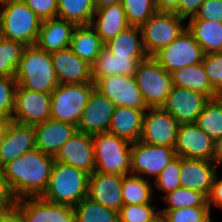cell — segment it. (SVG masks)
Listing matches in <instances>:
<instances>
[{
	"instance_id": "cell-37",
	"label": "cell",
	"mask_w": 222,
	"mask_h": 222,
	"mask_svg": "<svg viewBox=\"0 0 222 222\" xmlns=\"http://www.w3.org/2000/svg\"><path fill=\"white\" fill-rule=\"evenodd\" d=\"M25 45L0 36V76L15 77Z\"/></svg>"
},
{
	"instance_id": "cell-35",
	"label": "cell",
	"mask_w": 222,
	"mask_h": 222,
	"mask_svg": "<svg viewBox=\"0 0 222 222\" xmlns=\"http://www.w3.org/2000/svg\"><path fill=\"white\" fill-rule=\"evenodd\" d=\"M75 222H119L118 212L106 208L88 197L74 207Z\"/></svg>"
},
{
	"instance_id": "cell-28",
	"label": "cell",
	"mask_w": 222,
	"mask_h": 222,
	"mask_svg": "<svg viewBox=\"0 0 222 222\" xmlns=\"http://www.w3.org/2000/svg\"><path fill=\"white\" fill-rule=\"evenodd\" d=\"M171 75L173 86L200 92L205 94L209 99H214L220 96L211 86L202 63L176 69Z\"/></svg>"
},
{
	"instance_id": "cell-49",
	"label": "cell",
	"mask_w": 222,
	"mask_h": 222,
	"mask_svg": "<svg viewBox=\"0 0 222 222\" xmlns=\"http://www.w3.org/2000/svg\"><path fill=\"white\" fill-rule=\"evenodd\" d=\"M157 12H174L178 7L179 0H153Z\"/></svg>"
},
{
	"instance_id": "cell-34",
	"label": "cell",
	"mask_w": 222,
	"mask_h": 222,
	"mask_svg": "<svg viewBox=\"0 0 222 222\" xmlns=\"http://www.w3.org/2000/svg\"><path fill=\"white\" fill-rule=\"evenodd\" d=\"M195 124L213 140L222 136V96L210 99Z\"/></svg>"
},
{
	"instance_id": "cell-30",
	"label": "cell",
	"mask_w": 222,
	"mask_h": 222,
	"mask_svg": "<svg viewBox=\"0 0 222 222\" xmlns=\"http://www.w3.org/2000/svg\"><path fill=\"white\" fill-rule=\"evenodd\" d=\"M187 24L204 54L222 52V22L189 20Z\"/></svg>"
},
{
	"instance_id": "cell-17",
	"label": "cell",
	"mask_w": 222,
	"mask_h": 222,
	"mask_svg": "<svg viewBox=\"0 0 222 222\" xmlns=\"http://www.w3.org/2000/svg\"><path fill=\"white\" fill-rule=\"evenodd\" d=\"M115 107L116 105L108 97L94 88L77 125V130L90 135L108 132Z\"/></svg>"
},
{
	"instance_id": "cell-13",
	"label": "cell",
	"mask_w": 222,
	"mask_h": 222,
	"mask_svg": "<svg viewBox=\"0 0 222 222\" xmlns=\"http://www.w3.org/2000/svg\"><path fill=\"white\" fill-rule=\"evenodd\" d=\"M179 123L162 107L148 108L143 117L140 141L175 148Z\"/></svg>"
},
{
	"instance_id": "cell-6",
	"label": "cell",
	"mask_w": 222,
	"mask_h": 222,
	"mask_svg": "<svg viewBox=\"0 0 222 222\" xmlns=\"http://www.w3.org/2000/svg\"><path fill=\"white\" fill-rule=\"evenodd\" d=\"M94 83L59 84L51 93L50 118L78 125Z\"/></svg>"
},
{
	"instance_id": "cell-41",
	"label": "cell",
	"mask_w": 222,
	"mask_h": 222,
	"mask_svg": "<svg viewBox=\"0 0 222 222\" xmlns=\"http://www.w3.org/2000/svg\"><path fill=\"white\" fill-rule=\"evenodd\" d=\"M159 212L152 203L123 205L118 218L119 222H149Z\"/></svg>"
},
{
	"instance_id": "cell-39",
	"label": "cell",
	"mask_w": 222,
	"mask_h": 222,
	"mask_svg": "<svg viewBox=\"0 0 222 222\" xmlns=\"http://www.w3.org/2000/svg\"><path fill=\"white\" fill-rule=\"evenodd\" d=\"M181 157L176 156L155 178L153 188L165 194L162 198L181 186L180 183Z\"/></svg>"
},
{
	"instance_id": "cell-29",
	"label": "cell",
	"mask_w": 222,
	"mask_h": 222,
	"mask_svg": "<svg viewBox=\"0 0 222 222\" xmlns=\"http://www.w3.org/2000/svg\"><path fill=\"white\" fill-rule=\"evenodd\" d=\"M103 47L104 43L91 25H80L74 29L70 49L82 60L92 65Z\"/></svg>"
},
{
	"instance_id": "cell-40",
	"label": "cell",
	"mask_w": 222,
	"mask_h": 222,
	"mask_svg": "<svg viewBox=\"0 0 222 222\" xmlns=\"http://www.w3.org/2000/svg\"><path fill=\"white\" fill-rule=\"evenodd\" d=\"M168 222H212L209 206L185 207L171 211H160Z\"/></svg>"
},
{
	"instance_id": "cell-10",
	"label": "cell",
	"mask_w": 222,
	"mask_h": 222,
	"mask_svg": "<svg viewBox=\"0 0 222 222\" xmlns=\"http://www.w3.org/2000/svg\"><path fill=\"white\" fill-rule=\"evenodd\" d=\"M176 156L174 148L160 145H149L137 141L131 144L130 174L140 176L147 180L154 177L155 180L160 172Z\"/></svg>"
},
{
	"instance_id": "cell-52",
	"label": "cell",
	"mask_w": 222,
	"mask_h": 222,
	"mask_svg": "<svg viewBox=\"0 0 222 222\" xmlns=\"http://www.w3.org/2000/svg\"><path fill=\"white\" fill-rule=\"evenodd\" d=\"M92 1H93L95 9H98V8H103L108 5L122 3L123 0H92Z\"/></svg>"
},
{
	"instance_id": "cell-33",
	"label": "cell",
	"mask_w": 222,
	"mask_h": 222,
	"mask_svg": "<svg viewBox=\"0 0 222 222\" xmlns=\"http://www.w3.org/2000/svg\"><path fill=\"white\" fill-rule=\"evenodd\" d=\"M57 17L75 23L90 25L95 13L92 0H57Z\"/></svg>"
},
{
	"instance_id": "cell-25",
	"label": "cell",
	"mask_w": 222,
	"mask_h": 222,
	"mask_svg": "<svg viewBox=\"0 0 222 222\" xmlns=\"http://www.w3.org/2000/svg\"><path fill=\"white\" fill-rule=\"evenodd\" d=\"M147 58L116 56L104 46L91 65L93 83L111 75L135 76L139 64Z\"/></svg>"
},
{
	"instance_id": "cell-8",
	"label": "cell",
	"mask_w": 222,
	"mask_h": 222,
	"mask_svg": "<svg viewBox=\"0 0 222 222\" xmlns=\"http://www.w3.org/2000/svg\"><path fill=\"white\" fill-rule=\"evenodd\" d=\"M186 19L174 12H156L140 28L146 54L153 57L187 28Z\"/></svg>"
},
{
	"instance_id": "cell-42",
	"label": "cell",
	"mask_w": 222,
	"mask_h": 222,
	"mask_svg": "<svg viewBox=\"0 0 222 222\" xmlns=\"http://www.w3.org/2000/svg\"><path fill=\"white\" fill-rule=\"evenodd\" d=\"M16 87L15 77L0 76V118L11 120Z\"/></svg>"
},
{
	"instance_id": "cell-12",
	"label": "cell",
	"mask_w": 222,
	"mask_h": 222,
	"mask_svg": "<svg viewBox=\"0 0 222 222\" xmlns=\"http://www.w3.org/2000/svg\"><path fill=\"white\" fill-rule=\"evenodd\" d=\"M13 210L22 222H75L72 206L51 203L41 197L17 199Z\"/></svg>"
},
{
	"instance_id": "cell-51",
	"label": "cell",
	"mask_w": 222,
	"mask_h": 222,
	"mask_svg": "<svg viewBox=\"0 0 222 222\" xmlns=\"http://www.w3.org/2000/svg\"><path fill=\"white\" fill-rule=\"evenodd\" d=\"M0 222H22L19 215L14 211L0 212Z\"/></svg>"
},
{
	"instance_id": "cell-54",
	"label": "cell",
	"mask_w": 222,
	"mask_h": 222,
	"mask_svg": "<svg viewBox=\"0 0 222 222\" xmlns=\"http://www.w3.org/2000/svg\"><path fill=\"white\" fill-rule=\"evenodd\" d=\"M149 222H168V220L162 212H159Z\"/></svg>"
},
{
	"instance_id": "cell-27",
	"label": "cell",
	"mask_w": 222,
	"mask_h": 222,
	"mask_svg": "<svg viewBox=\"0 0 222 222\" xmlns=\"http://www.w3.org/2000/svg\"><path fill=\"white\" fill-rule=\"evenodd\" d=\"M90 25L104 44L130 26L122 3L96 9Z\"/></svg>"
},
{
	"instance_id": "cell-14",
	"label": "cell",
	"mask_w": 222,
	"mask_h": 222,
	"mask_svg": "<svg viewBox=\"0 0 222 222\" xmlns=\"http://www.w3.org/2000/svg\"><path fill=\"white\" fill-rule=\"evenodd\" d=\"M94 86L116 106L148 109L134 76L111 75L100 78Z\"/></svg>"
},
{
	"instance_id": "cell-45",
	"label": "cell",
	"mask_w": 222,
	"mask_h": 222,
	"mask_svg": "<svg viewBox=\"0 0 222 222\" xmlns=\"http://www.w3.org/2000/svg\"><path fill=\"white\" fill-rule=\"evenodd\" d=\"M189 20H208L222 22V0H206L194 17Z\"/></svg>"
},
{
	"instance_id": "cell-18",
	"label": "cell",
	"mask_w": 222,
	"mask_h": 222,
	"mask_svg": "<svg viewBox=\"0 0 222 222\" xmlns=\"http://www.w3.org/2000/svg\"><path fill=\"white\" fill-rule=\"evenodd\" d=\"M54 159L56 162L73 166L91 175L95 171L92 135L77 130L63 144Z\"/></svg>"
},
{
	"instance_id": "cell-32",
	"label": "cell",
	"mask_w": 222,
	"mask_h": 222,
	"mask_svg": "<svg viewBox=\"0 0 222 222\" xmlns=\"http://www.w3.org/2000/svg\"><path fill=\"white\" fill-rule=\"evenodd\" d=\"M152 185L150 180L140 176L131 174L123 176L121 190L123 205L154 203Z\"/></svg>"
},
{
	"instance_id": "cell-3",
	"label": "cell",
	"mask_w": 222,
	"mask_h": 222,
	"mask_svg": "<svg viewBox=\"0 0 222 222\" xmlns=\"http://www.w3.org/2000/svg\"><path fill=\"white\" fill-rule=\"evenodd\" d=\"M90 174L73 166L56 162L42 199L74 207L87 197Z\"/></svg>"
},
{
	"instance_id": "cell-15",
	"label": "cell",
	"mask_w": 222,
	"mask_h": 222,
	"mask_svg": "<svg viewBox=\"0 0 222 222\" xmlns=\"http://www.w3.org/2000/svg\"><path fill=\"white\" fill-rule=\"evenodd\" d=\"M210 99L197 91L173 86L162 108L179 124L195 123L205 104Z\"/></svg>"
},
{
	"instance_id": "cell-11",
	"label": "cell",
	"mask_w": 222,
	"mask_h": 222,
	"mask_svg": "<svg viewBox=\"0 0 222 222\" xmlns=\"http://www.w3.org/2000/svg\"><path fill=\"white\" fill-rule=\"evenodd\" d=\"M50 107L51 94L17 86L11 120L20 124L35 126L50 119Z\"/></svg>"
},
{
	"instance_id": "cell-5",
	"label": "cell",
	"mask_w": 222,
	"mask_h": 222,
	"mask_svg": "<svg viewBox=\"0 0 222 222\" xmlns=\"http://www.w3.org/2000/svg\"><path fill=\"white\" fill-rule=\"evenodd\" d=\"M95 172L129 175L131 172V144L128 140L108 132L92 135Z\"/></svg>"
},
{
	"instance_id": "cell-47",
	"label": "cell",
	"mask_w": 222,
	"mask_h": 222,
	"mask_svg": "<svg viewBox=\"0 0 222 222\" xmlns=\"http://www.w3.org/2000/svg\"><path fill=\"white\" fill-rule=\"evenodd\" d=\"M206 0H179L178 7L174 11L179 17L187 20V18L194 17L198 12L200 6Z\"/></svg>"
},
{
	"instance_id": "cell-48",
	"label": "cell",
	"mask_w": 222,
	"mask_h": 222,
	"mask_svg": "<svg viewBox=\"0 0 222 222\" xmlns=\"http://www.w3.org/2000/svg\"><path fill=\"white\" fill-rule=\"evenodd\" d=\"M208 205L210 212L212 205L222 209V178H219L217 173L214 177L212 190L208 197Z\"/></svg>"
},
{
	"instance_id": "cell-43",
	"label": "cell",
	"mask_w": 222,
	"mask_h": 222,
	"mask_svg": "<svg viewBox=\"0 0 222 222\" xmlns=\"http://www.w3.org/2000/svg\"><path fill=\"white\" fill-rule=\"evenodd\" d=\"M202 65L211 86L222 96V52L205 54Z\"/></svg>"
},
{
	"instance_id": "cell-19",
	"label": "cell",
	"mask_w": 222,
	"mask_h": 222,
	"mask_svg": "<svg viewBox=\"0 0 222 222\" xmlns=\"http://www.w3.org/2000/svg\"><path fill=\"white\" fill-rule=\"evenodd\" d=\"M35 148L34 127L10 120L0 145V166L3 167Z\"/></svg>"
},
{
	"instance_id": "cell-44",
	"label": "cell",
	"mask_w": 222,
	"mask_h": 222,
	"mask_svg": "<svg viewBox=\"0 0 222 222\" xmlns=\"http://www.w3.org/2000/svg\"><path fill=\"white\" fill-rule=\"evenodd\" d=\"M42 21L57 17V0H22Z\"/></svg>"
},
{
	"instance_id": "cell-4",
	"label": "cell",
	"mask_w": 222,
	"mask_h": 222,
	"mask_svg": "<svg viewBox=\"0 0 222 222\" xmlns=\"http://www.w3.org/2000/svg\"><path fill=\"white\" fill-rule=\"evenodd\" d=\"M4 9H3V8ZM42 20L22 1L8 0L0 3V36L35 45Z\"/></svg>"
},
{
	"instance_id": "cell-31",
	"label": "cell",
	"mask_w": 222,
	"mask_h": 222,
	"mask_svg": "<svg viewBox=\"0 0 222 222\" xmlns=\"http://www.w3.org/2000/svg\"><path fill=\"white\" fill-rule=\"evenodd\" d=\"M104 46L116 56L149 57L143 46L141 28L138 26H129L106 42Z\"/></svg>"
},
{
	"instance_id": "cell-38",
	"label": "cell",
	"mask_w": 222,
	"mask_h": 222,
	"mask_svg": "<svg viewBox=\"0 0 222 222\" xmlns=\"http://www.w3.org/2000/svg\"><path fill=\"white\" fill-rule=\"evenodd\" d=\"M122 5L130 26L141 27L157 12L153 0H123Z\"/></svg>"
},
{
	"instance_id": "cell-24",
	"label": "cell",
	"mask_w": 222,
	"mask_h": 222,
	"mask_svg": "<svg viewBox=\"0 0 222 222\" xmlns=\"http://www.w3.org/2000/svg\"><path fill=\"white\" fill-rule=\"evenodd\" d=\"M76 27L75 23L58 17L43 20L35 45L48 53L70 48Z\"/></svg>"
},
{
	"instance_id": "cell-50",
	"label": "cell",
	"mask_w": 222,
	"mask_h": 222,
	"mask_svg": "<svg viewBox=\"0 0 222 222\" xmlns=\"http://www.w3.org/2000/svg\"><path fill=\"white\" fill-rule=\"evenodd\" d=\"M213 161L218 166L222 164V136L214 141Z\"/></svg>"
},
{
	"instance_id": "cell-46",
	"label": "cell",
	"mask_w": 222,
	"mask_h": 222,
	"mask_svg": "<svg viewBox=\"0 0 222 222\" xmlns=\"http://www.w3.org/2000/svg\"><path fill=\"white\" fill-rule=\"evenodd\" d=\"M16 202L17 199L7 181L3 167L0 166V212L13 210Z\"/></svg>"
},
{
	"instance_id": "cell-21",
	"label": "cell",
	"mask_w": 222,
	"mask_h": 222,
	"mask_svg": "<svg viewBox=\"0 0 222 222\" xmlns=\"http://www.w3.org/2000/svg\"><path fill=\"white\" fill-rule=\"evenodd\" d=\"M59 84L93 83L91 64L70 48L51 53Z\"/></svg>"
},
{
	"instance_id": "cell-26",
	"label": "cell",
	"mask_w": 222,
	"mask_h": 222,
	"mask_svg": "<svg viewBox=\"0 0 222 222\" xmlns=\"http://www.w3.org/2000/svg\"><path fill=\"white\" fill-rule=\"evenodd\" d=\"M145 111L146 109L116 106L108 133L126 139L130 143L140 141Z\"/></svg>"
},
{
	"instance_id": "cell-7",
	"label": "cell",
	"mask_w": 222,
	"mask_h": 222,
	"mask_svg": "<svg viewBox=\"0 0 222 222\" xmlns=\"http://www.w3.org/2000/svg\"><path fill=\"white\" fill-rule=\"evenodd\" d=\"M136 83L148 108L162 107L173 88L171 73L153 57L142 61L135 73Z\"/></svg>"
},
{
	"instance_id": "cell-2",
	"label": "cell",
	"mask_w": 222,
	"mask_h": 222,
	"mask_svg": "<svg viewBox=\"0 0 222 222\" xmlns=\"http://www.w3.org/2000/svg\"><path fill=\"white\" fill-rule=\"evenodd\" d=\"M15 80L22 88L51 94L59 85L51 53L36 45L25 46Z\"/></svg>"
},
{
	"instance_id": "cell-22",
	"label": "cell",
	"mask_w": 222,
	"mask_h": 222,
	"mask_svg": "<svg viewBox=\"0 0 222 222\" xmlns=\"http://www.w3.org/2000/svg\"><path fill=\"white\" fill-rule=\"evenodd\" d=\"M217 166L214 161L181 157V187L201 192L208 198L217 173Z\"/></svg>"
},
{
	"instance_id": "cell-53",
	"label": "cell",
	"mask_w": 222,
	"mask_h": 222,
	"mask_svg": "<svg viewBox=\"0 0 222 222\" xmlns=\"http://www.w3.org/2000/svg\"><path fill=\"white\" fill-rule=\"evenodd\" d=\"M9 121L10 120H8V119L0 118V145L2 143V140H3V137H4V134L7 129Z\"/></svg>"
},
{
	"instance_id": "cell-36",
	"label": "cell",
	"mask_w": 222,
	"mask_h": 222,
	"mask_svg": "<svg viewBox=\"0 0 222 222\" xmlns=\"http://www.w3.org/2000/svg\"><path fill=\"white\" fill-rule=\"evenodd\" d=\"M161 199L167 206L160 211H171L185 207L209 206L208 198L204 194L181 186L166 194Z\"/></svg>"
},
{
	"instance_id": "cell-1",
	"label": "cell",
	"mask_w": 222,
	"mask_h": 222,
	"mask_svg": "<svg viewBox=\"0 0 222 222\" xmlns=\"http://www.w3.org/2000/svg\"><path fill=\"white\" fill-rule=\"evenodd\" d=\"M54 163V156L35 148L4 165V174L16 199L40 197L47 188Z\"/></svg>"
},
{
	"instance_id": "cell-9",
	"label": "cell",
	"mask_w": 222,
	"mask_h": 222,
	"mask_svg": "<svg viewBox=\"0 0 222 222\" xmlns=\"http://www.w3.org/2000/svg\"><path fill=\"white\" fill-rule=\"evenodd\" d=\"M204 52L186 28L181 35L162 48L153 58L169 73L184 66L202 63Z\"/></svg>"
},
{
	"instance_id": "cell-16",
	"label": "cell",
	"mask_w": 222,
	"mask_h": 222,
	"mask_svg": "<svg viewBox=\"0 0 222 222\" xmlns=\"http://www.w3.org/2000/svg\"><path fill=\"white\" fill-rule=\"evenodd\" d=\"M174 149L183 158L213 161L214 141L195 123L179 124Z\"/></svg>"
},
{
	"instance_id": "cell-23",
	"label": "cell",
	"mask_w": 222,
	"mask_h": 222,
	"mask_svg": "<svg viewBox=\"0 0 222 222\" xmlns=\"http://www.w3.org/2000/svg\"><path fill=\"white\" fill-rule=\"evenodd\" d=\"M34 127L36 148L41 152L56 156L63 144L77 131V126L67 122L48 119Z\"/></svg>"
},
{
	"instance_id": "cell-20",
	"label": "cell",
	"mask_w": 222,
	"mask_h": 222,
	"mask_svg": "<svg viewBox=\"0 0 222 222\" xmlns=\"http://www.w3.org/2000/svg\"><path fill=\"white\" fill-rule=\"evenodd\" d=\"M123 176L93 172L89 176L87 197L106 208L119 212L122 200Z\"/></svg>"
}]
</instances>
